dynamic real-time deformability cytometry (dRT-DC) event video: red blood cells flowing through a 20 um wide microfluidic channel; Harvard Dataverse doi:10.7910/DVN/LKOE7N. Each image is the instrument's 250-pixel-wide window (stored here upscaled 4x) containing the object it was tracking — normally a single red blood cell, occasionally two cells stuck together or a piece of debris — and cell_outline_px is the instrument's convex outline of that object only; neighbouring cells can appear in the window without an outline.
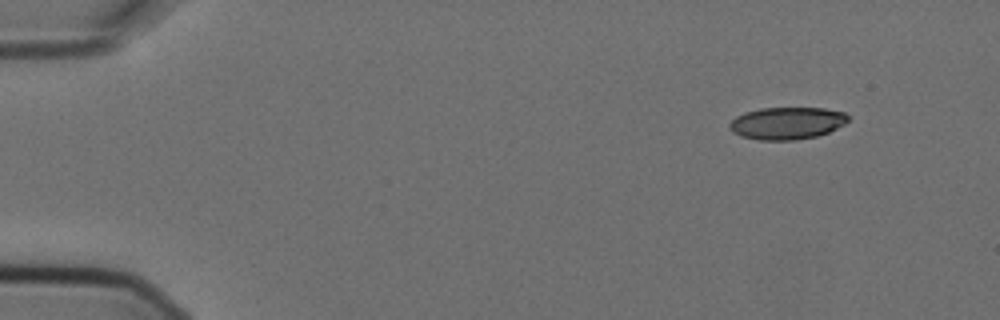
{"species": "Egyptian fruit bat (a non-hibernating species)", "species_latin": "Rousettus aegyptiacus", "temperature_condition": "cold", "stored_images_in_passage": 4, "camera_frame_rate_fps": 3000, "um_per_image_px": 0.085, "animal": {"sex": "female"}, "frame": {"image": 1, "passage_image": 1, "time_ms": 0.0, "image_size_px": [1000, 320], "cell_outline_px": [[848, 120], [844, 124], [828, 132], [816, 136], [796, 140], [760, 140], [740, 136], [732, 132], [728, 128], [728, 124], [736, 116], [744, 112], [760, 108], [824, 108], [844, 112], [848, 116]], "centroid_in_image_um": [66.85, 10.47], "position_along_channel_um": 18.2, "area_um2": 22.37}}